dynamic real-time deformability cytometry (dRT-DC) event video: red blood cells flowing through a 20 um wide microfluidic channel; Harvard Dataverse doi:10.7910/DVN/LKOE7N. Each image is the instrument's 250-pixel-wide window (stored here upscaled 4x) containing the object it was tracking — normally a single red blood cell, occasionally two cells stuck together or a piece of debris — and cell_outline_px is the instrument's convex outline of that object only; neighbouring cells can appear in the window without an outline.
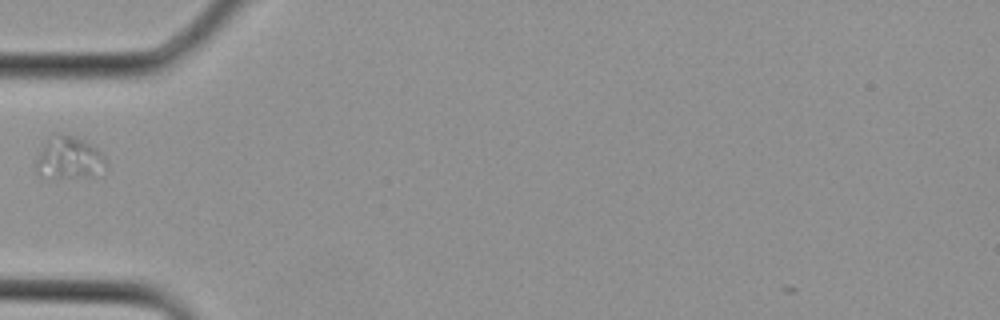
{"species": "Egyptian fruit bat (a non-hibernating species)", "species_latin": "Rousettus aegyptiacus", "temperature_condition": "cold", "stored_images_in_passage": 3, "camera_frame_rate_fps": 3000, "um_per_image_px": 0.085, "animal": {"sex": "female"}, "frame": {"image": 1, "passage_image": 3, "time_ms": 0.667, "image_size_px": [1000, 320], "cell_outline_px": [[104, 164], [88, 176], [52, 180], [40, 176], [36, 172], [36, 160], [48, 136], [56, 132], [64, 132], [76, 136], [84, 140], [96, 148], [104, 156]], "centroid_in_image_um": [5.74, 13.4], "position_along_channel_um": 79.3, "area_um2": 17.34}}